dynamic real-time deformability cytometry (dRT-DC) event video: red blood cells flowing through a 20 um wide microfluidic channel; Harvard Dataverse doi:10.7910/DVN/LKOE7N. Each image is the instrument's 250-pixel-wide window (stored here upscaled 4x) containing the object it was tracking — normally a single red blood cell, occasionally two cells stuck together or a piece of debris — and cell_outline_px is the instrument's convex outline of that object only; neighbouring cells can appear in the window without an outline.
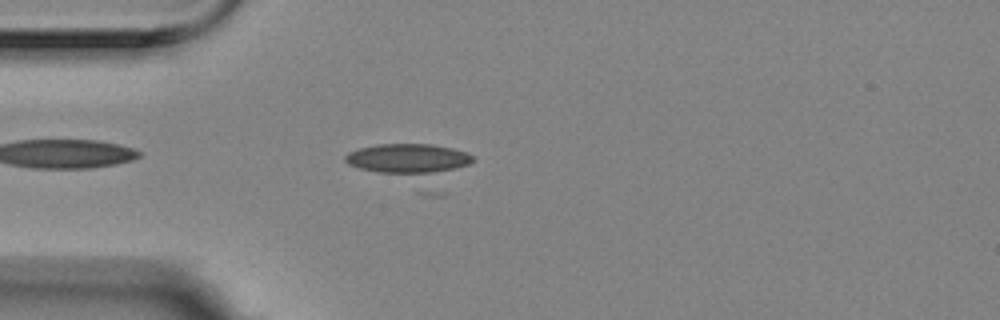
{"species": "Egyptian fruit bat (a non-hibernating species)", "species_latin": "Rousettus aegyptiacus", "temperature_condition": "room temperature", "stored_images_in_passage": 45, "camera_frame_rate_fps": 3000, "um_per_image_px": 0.085, "animal": {"sex": "female"}, "frame": {"image": 1, "passage_image": 4, "time_ms": 1.0, "image_size_px": [1000, 320], "cell_outline_px": [[476, 160], [468, 164], [424, 176], [416, 176], [380, 172], [360, 168], [348, 164], [344, 160], [344, 156], [348, 152], [360, 148], [376, 144], [432, 144], [452, 148], [468, 152], [476, 156]], "centroid_in_image_um": [34.71, 13.49], "position_along_channel_um": 50.3, "area_um2": 22.54}}
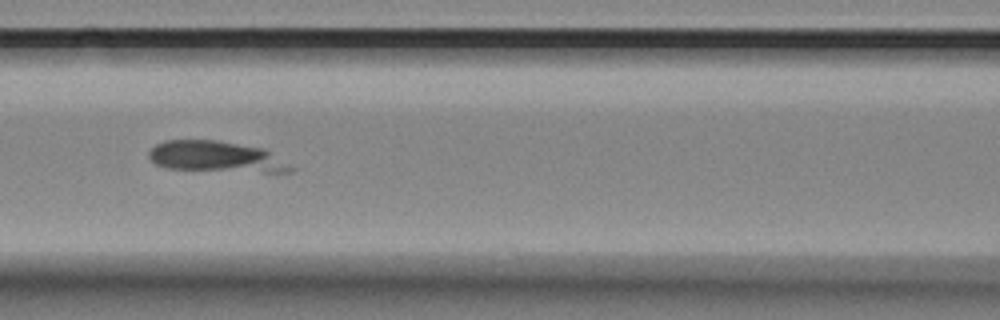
{"frame": {"image": 2, "passage_image": 13, "time_ms": 4.0, "image_size_px": [1000, 320], "cell_outline_px": [[296, 168], [292, 172], [264, 172], [164, 168], [156, 164], [148, 156], [148, 152], [156, 144], [164, 140], [216, 140], [264, 148]], "centroid_in_image_um": [18.38, 13.32], "position_along_channel_um": 148.2, "area_um2": 25.55}}
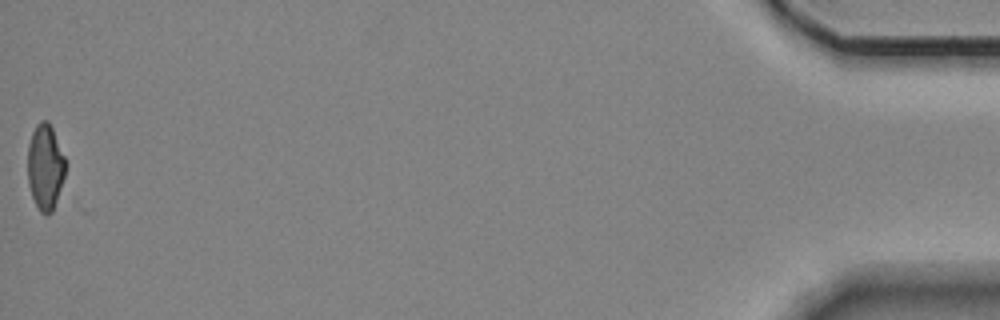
{"frame": {"image": 3, "passage_image": 45, "time_ms": 14.667, "image_size_px": [1000, 320], "cell_outline_px": [[68, 164], [52, 212], [48, 216], [40, 212], [32, 196], [28, 184], [28, 144], [32, 132], [36, 124], [40, 120], [48, 120], [52, 128]], "centroid_in_image_um": [3.85, 14.17], "position_along_channel_um": 431.4, "area_um2": 18.96}}